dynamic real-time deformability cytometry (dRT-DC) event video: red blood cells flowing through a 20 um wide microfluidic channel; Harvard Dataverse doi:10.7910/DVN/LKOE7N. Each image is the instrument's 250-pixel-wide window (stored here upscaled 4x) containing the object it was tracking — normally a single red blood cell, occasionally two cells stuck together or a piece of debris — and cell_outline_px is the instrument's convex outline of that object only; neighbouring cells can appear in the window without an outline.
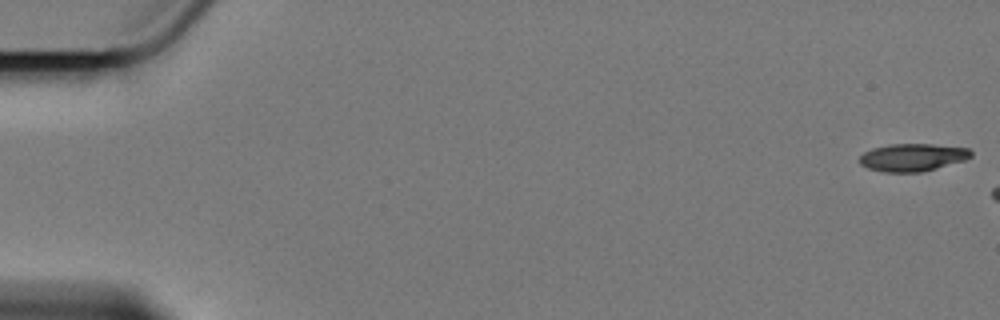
{"species": "Egyptian fruit bat (a non-hibernating species)", "species_latin": "Rousettus aegyptiacus", "temperature_condition": "cold", "stored_images_in_passage": 3, "camera_frame_rate_fps": 3000, "um_per_image_px": 0.085, "animal": {"sex": "female"}, "frame": {"image": 1, "passage_image": 1, "time_ms": 0.0, "image_size_px": [1000, 320], "cell_outline_px": [[972, 156], [964, 160], [936, 168], [920, 172], [884, 172], [868, 168], [860, 164], [860, 156], [864, 152], [872, 148], [888, 144], [932, 144], [968, 148], [972, 152]], "centroid_in_image_um": [77.55, 13.37], "position_along_channel_um": 7.5, "area_um2": 17.86}}